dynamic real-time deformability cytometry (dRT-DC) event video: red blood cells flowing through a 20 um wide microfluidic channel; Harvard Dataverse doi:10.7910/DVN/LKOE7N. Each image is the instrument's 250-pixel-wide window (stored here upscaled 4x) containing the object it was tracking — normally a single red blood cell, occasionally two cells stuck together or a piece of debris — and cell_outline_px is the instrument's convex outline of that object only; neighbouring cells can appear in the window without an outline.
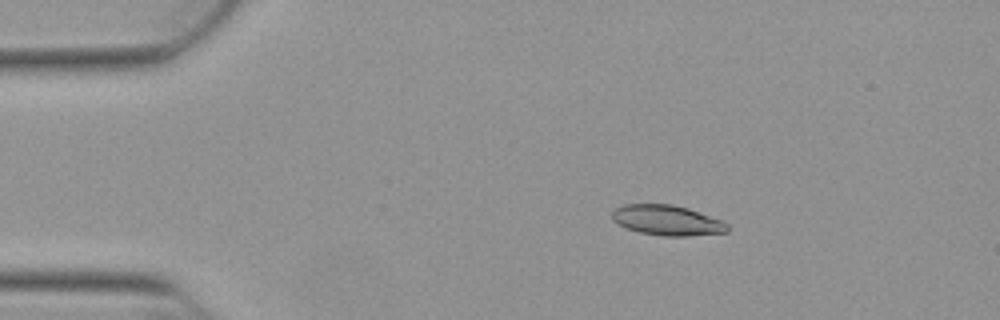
{"species": "Egyptian fruit bat (a non-hibernating species)", "species_latin": "Rousettus aegyptiacus", "temperature_condition": "warm", "stored_images_in_passage": 34, "camera_frame_rate_fps": 3000, "um_per_image_px": 0.085, "animal": {"sex": "female"}, "frame": {"image": 1, "passage_image": 2, "time_ms": 0.333, "image_size_px": [1000, 320], "cell_outline_px": [[728, 232], [688, 236], [664, 236], [640, 232], [628, 228], [612, 220], [612, 212], [616, 208], [624, 204], [672, 204], [688, 208], [724, 220], [728, 224]], "centroid_in_image_um": [56.75, 18.72], "position_along_channel_um": 28.3, "area_um2": 20.35}}
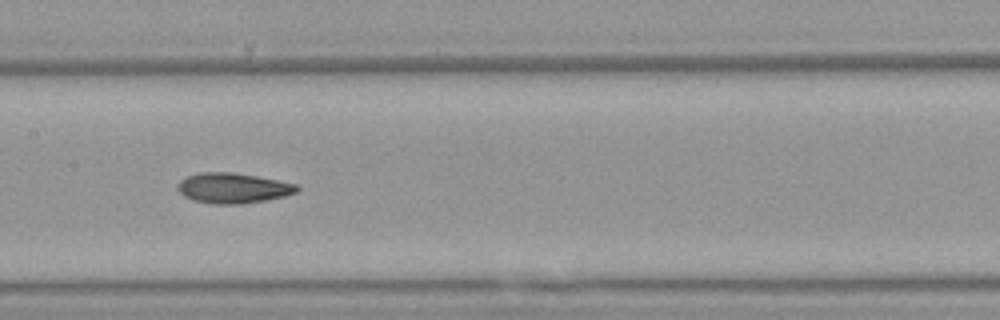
{"frame": {"image": 2, "passage_image": 19, "time_ms": 6.0, "image_size_px": [1000, 320], "cell_outline_px": [[300, 188], [296, 192], [284, 196], [264, 200], [240, 204], [212, 204], [192, 200], [184, 196], [176, 188], [180, 180], [184, 176], [200, 172], [228, 172], [256, 176], [296, 184]], "centroid_in_image_um": [19.74, 15.98], "position_along_channel_um": 187.7, "area_um2": 20.98}}
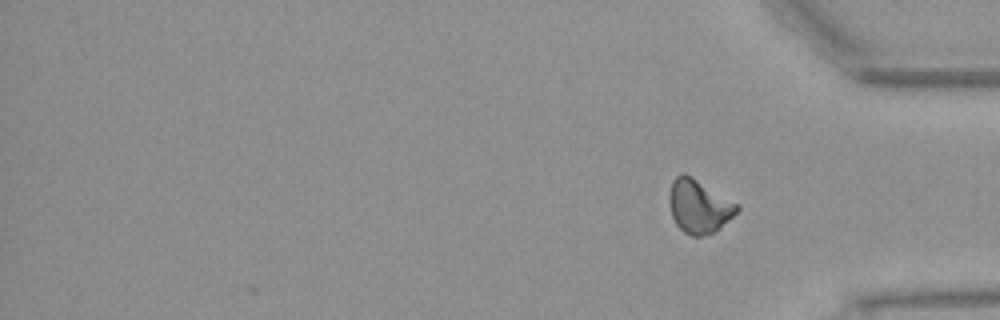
{"frame": {"image": 3, "passage_image": 34, "time_ms": 11.0, "image_size_px": [1000, 320], "cell_outline_px": [[740, 208], [732, 216], [712, 232], [704, 236], [692, 236], [684, 232], [676, 224], [672, 216], [668, 200], [668, 192], [672, 180], [680, 172], [684, 172], [692, 176], [740, 204]], "centroid_in_image_um": [59.37, 17.49], "position_along_channel_um": 375.8, "area_um2": 21.21}, "authors_computed_cell_mechanics": {"area_um2": 20.5768, "velocity_mm_per_s": 3.8678, "shape_relaxation_time_tau1_ms": 10.6764, "shape_relaxation_time_tau2_ms": 3.1146, "deformation_change_tau1": 0.2304, "deformation_change_tau2": 0.0983}}